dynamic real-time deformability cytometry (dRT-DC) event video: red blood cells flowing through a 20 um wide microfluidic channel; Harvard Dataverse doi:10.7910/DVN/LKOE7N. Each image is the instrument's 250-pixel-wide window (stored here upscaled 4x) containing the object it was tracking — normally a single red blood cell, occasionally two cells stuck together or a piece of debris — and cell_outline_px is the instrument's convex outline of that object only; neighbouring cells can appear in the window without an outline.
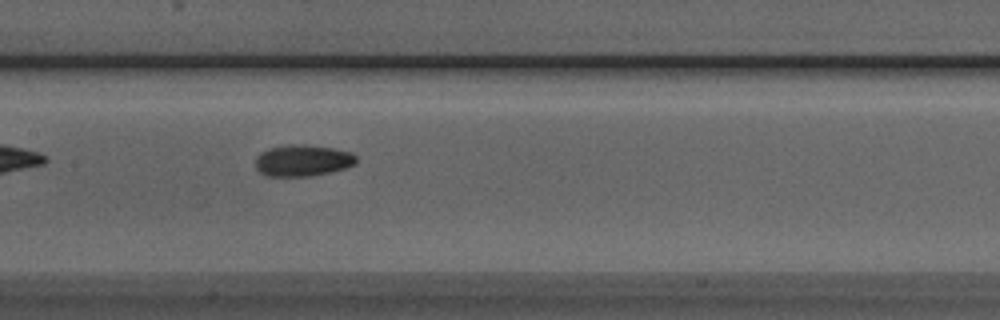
{"species": "Egyptian fruit bat (a non-hibernating species)", "species_latin": "Rousettus aegyptiacus", "temperature_condition": "room temperature", "stored_images_in_passage": 33, "camera_frame_rate_fps": 3000, "um_per_image_px": 0.085, "animal": {"sex": "male"}, "frame": {"image": 1, "passage_image": 9, "time_ms": 2.667, "image_size_px": [1000, 320], "cell_outline_px": [[356, 164], [332, 172], [312, 176], [268, 176], [260, 172], [256, 168], [256, 156], [260, 152], [268, 148], [288, 144], [304, 144], [332, 148], [352, 152], [356, 156]], "centroid_in_image_um": [25.72, 13.64], "position_along_channel_um": 181.7, "area_um2": 18.67}}
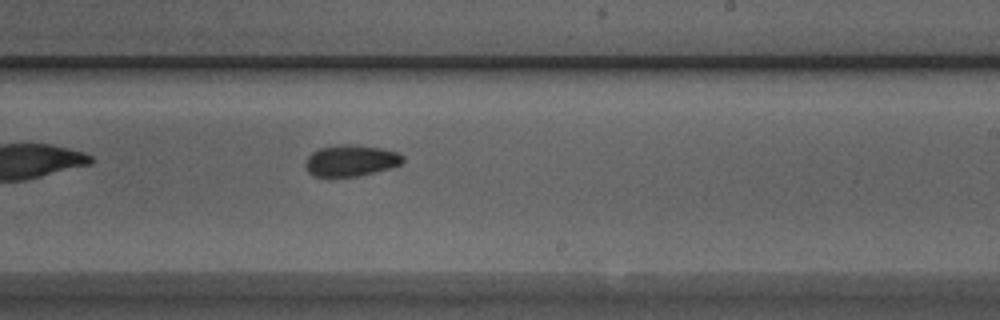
{"frame": {"image": 2, "passage_image": 15, "time_ms": 4.667, "image_size_px": [1000, 320], "cell_outline_px": [[404, 160], [400, 164], [388, 168], [356, 176], [316, 176], [308, 172], [304, 164], [308, 156], [312, 152], [320, 148], [340, 144], [356, 144], [380, 148], [396, 152], [404, 156]], "centroid_in_image_um": [29.8, 13.63], "position_along_channel_um": 259.2, "area_um2": 17.57}}
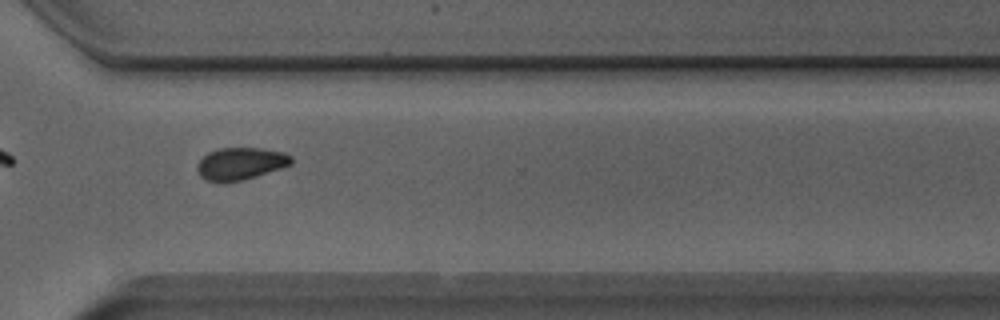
{"frame": {"image": 3, "passage_image": 22, "time_ms": 7.0, "image_size_px": [1000, 320], "cell_outline_px": [[292, 164], [244, 180], [204, 180], [200, 176], [196, 168], [196, 164], [208, 152], [220, 148], [260, 148], [284, 152], [292, 156]], "centroid_in_image_um": [20.45, 13.88], "position_along_channel_um": 350.1, "area_um2": 17.4}}